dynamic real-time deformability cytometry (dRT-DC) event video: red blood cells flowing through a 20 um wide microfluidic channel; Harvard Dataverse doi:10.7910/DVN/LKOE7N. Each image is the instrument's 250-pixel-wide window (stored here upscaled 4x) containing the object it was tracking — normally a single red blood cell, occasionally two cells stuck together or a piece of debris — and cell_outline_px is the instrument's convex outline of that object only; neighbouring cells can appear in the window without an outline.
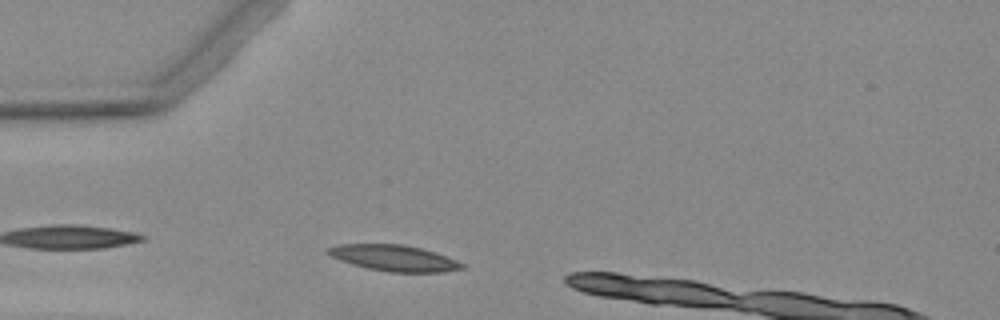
{"species": "Egyptian fruit bat (a non-hibernating species)", "species_latin": "Rousettus aegyptiacus", "temperature_condition": "warm", "stored_images_in_passage": 1, "camera_frame_rate_fps": 3000, "um_per_image_px": 0.085, "animal": {"sex": "female"}, "frame": {"image": 1, "passage_image": 1, "time_ms": 0.0, "image_size_px": [1000, 320], "cell_outline_px": [[464, 268], [444, 272], [388, 272], [368, 268], [352, 264], [340, 260], [332, 256], [328, 252], [328, 248], [340, 244], [400, 244], [420, 248], [456, 260], [464, 264]], "centroid_in_image_um": [33.5, 21.94], "position_along_channel_um": 51.5, "area_um2": 19.94}}